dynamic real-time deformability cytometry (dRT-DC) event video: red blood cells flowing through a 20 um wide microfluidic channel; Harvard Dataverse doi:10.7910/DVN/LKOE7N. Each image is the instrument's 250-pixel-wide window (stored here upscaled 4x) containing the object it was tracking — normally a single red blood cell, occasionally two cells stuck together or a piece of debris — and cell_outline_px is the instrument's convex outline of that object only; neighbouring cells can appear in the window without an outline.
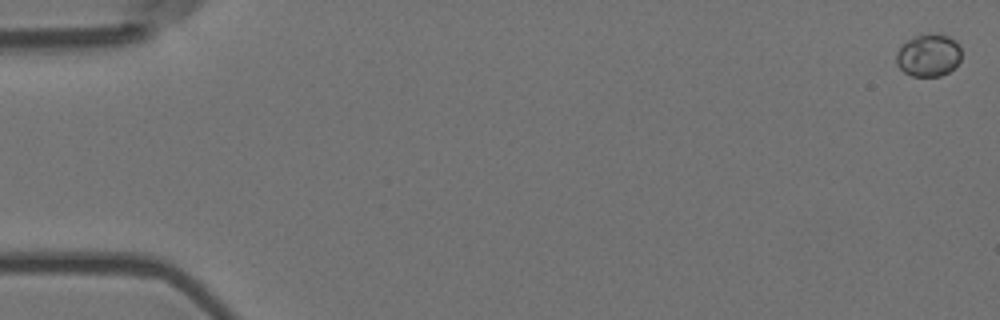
{"species": "Egyptian fruit bat (a non-hibernating species)", "species_latin": "Rousettus aegyptiacus", "temperature_condition": "room temperature", "stored_images_in_passage": 6, "camera_frame_rate_fps": 3000, "um_per_image_px": 0.085, "animal": {"sex": "female"}, "frame": {"image": 1, "passage_image": 1, "time_ms": 0.0, "image_size_px": [1000, 320], "cell_outline_px": [[960, 60], [948, 72], [940, 76], [912, 76], [904, 72], [896, 64], [896, 52], [908, 40], [916, 36], [928, 32], [932, 32], [948, 36], [956, 40], [960, 44]], "centroid_in_image_um": [78.93, 4.68], "position_along_channel_um": 6.1, "area_um2": 16.18}}
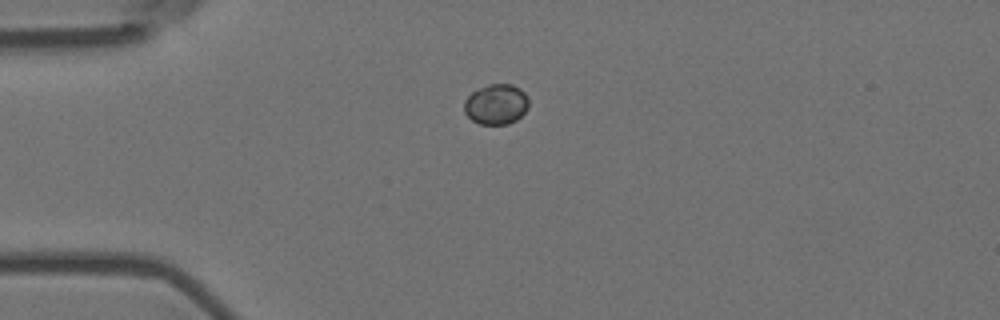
{"frame": {"image": 2, "passage_image": 5, "time_ms": 1.333, "image_size_px": [1000, 320], "cell_outline_px": [[528, 108], [516, 120], [508, 124], [480, 124], [472, 120], [464, 112], [464, 100], [472, 92], [488, 84], [512, 84], [520, 88], [528, 96]], "centroid_in_image_um": [42.18, 8.86], "position_along_channel_um": 42.8, "area_um2": 15.2}}